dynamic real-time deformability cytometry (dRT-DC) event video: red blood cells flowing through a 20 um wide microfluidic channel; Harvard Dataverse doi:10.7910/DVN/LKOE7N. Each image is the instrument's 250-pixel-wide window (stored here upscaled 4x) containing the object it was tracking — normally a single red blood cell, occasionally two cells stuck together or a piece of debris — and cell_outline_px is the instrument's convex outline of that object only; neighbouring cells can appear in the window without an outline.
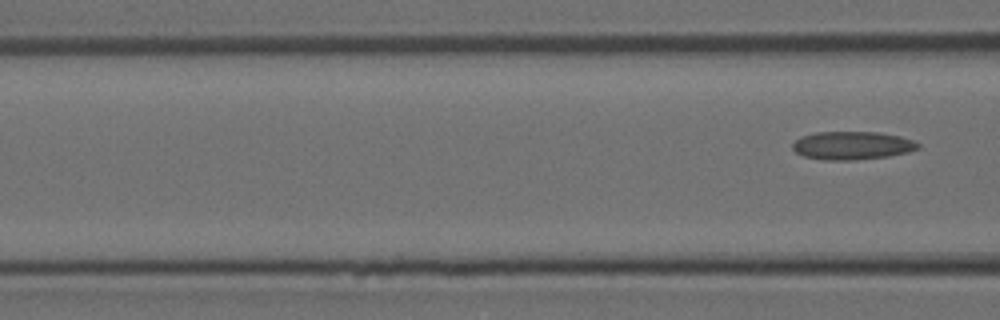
{"species": "Egyptian fruit bat (a non-hibernating species)", "species_latin": "Rousettus aegyptiacus", "temperature_condition": "room temperature", "stored_images_in_passage": 3, "camera_frame_rate_fps": 3000, "um_per_image_px": 0.085, "animal": {"sex": "female"}, "frame": {"image": 1, "passage_image": 3, "time_ms": 0.667, "image_size_px": [1000, 320], "cell_outline_px": [[920, 148], [908, 152], [888, 156], [856, 160], [824, 160], [804, 156], [796, 152], [792, 148], [792, 144], [800, 136], [816, 132], [880, 132], [900, 136], [912, 140], [920, 144]], "centroid_in_image_um": [72.43, 12.36], "position_along_channel_um": 94.2, "area_um2": 20.69}}